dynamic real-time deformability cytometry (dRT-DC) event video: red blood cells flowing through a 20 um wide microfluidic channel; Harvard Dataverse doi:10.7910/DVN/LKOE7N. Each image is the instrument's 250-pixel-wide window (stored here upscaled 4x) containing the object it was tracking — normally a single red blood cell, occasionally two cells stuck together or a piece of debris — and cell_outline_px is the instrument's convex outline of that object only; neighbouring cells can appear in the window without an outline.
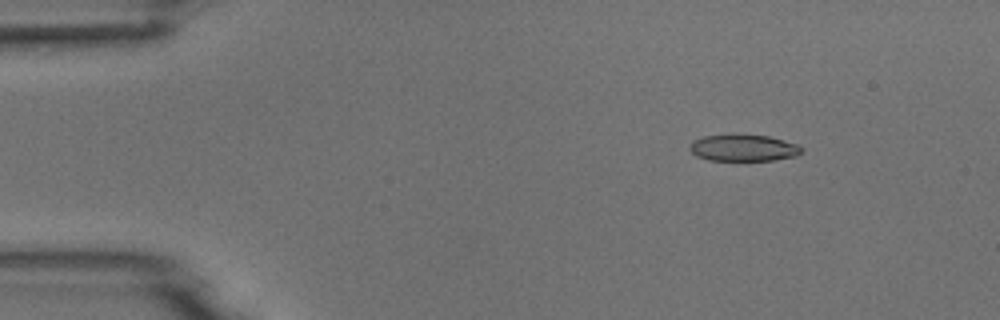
{"species": "common noctule bat (a hibernating species)", "species_latin": "Nyctalus noctula", "temperature_condition": "room temperature", "stored_images_in_passage": 8, "camera_frame_rate_fps": 3000, "um_per_image_px": 0.085, "animal": {"sex": "male", "body_mass_g": 18.8}, "frame": {"image": 1, "passage_image": 2, "time_ms": 1.333, "image_size_px": [1000, 320], "cell_outline_px": [[800, 152], [796, 156], [772, 160], [708, 160], [696, 156], [688, 148], [696, 140], [704, 136], [732, 132], [768, 136], [784, 140], [796, 144], [800, 148]], "centroid_in_image_um": [63.14, 12.54], "position_along_channel_um": 21.9, "area_um2": 17.57}}
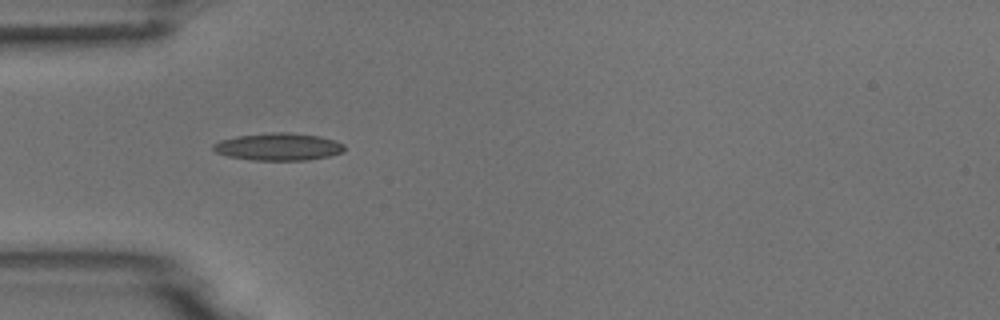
{"frame": {"image": 2, "passage_image": 4, "time_ms": 4.333, "image_size_px": [1000, 320], "cell_outline_px": [[344, 152], [328, 156], [308, 160], [252, 160], [228, 156], [216, 152], [212, 148], [212, 144], [220, 140], [236, 136], [272, 132], [288, 132], [320, 136], [344, 144]], "centroid_in_image_um": [23.65, 12.47], "position_along_channel_um": 61.4, "area_um2": 20.92}}